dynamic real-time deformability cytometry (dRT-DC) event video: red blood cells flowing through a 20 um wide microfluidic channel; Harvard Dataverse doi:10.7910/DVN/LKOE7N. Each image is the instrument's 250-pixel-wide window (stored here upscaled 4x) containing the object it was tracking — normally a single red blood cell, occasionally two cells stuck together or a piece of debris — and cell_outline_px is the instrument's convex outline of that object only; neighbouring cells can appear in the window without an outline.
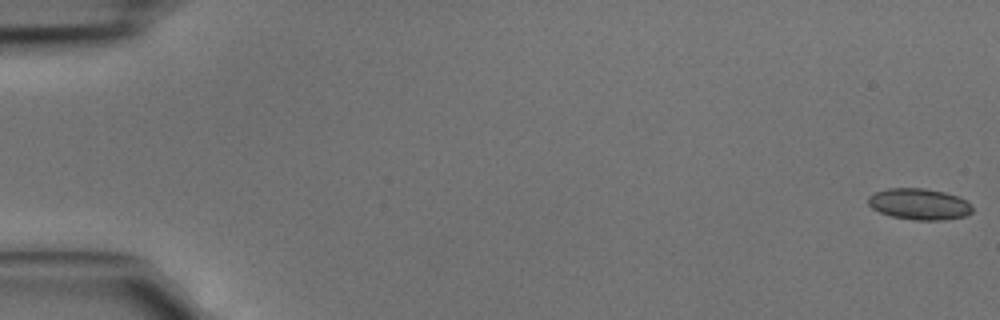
{"species": "common noctule bat (a hibernating species)", "species_latin": "Nyctalus noctula", "temperature_condition": "cold", "stored_images_in_passage": 45, "camera_frame_rate_fps": 3000, "um_per_image_px": 0.085, "animal": {"sex": "male", "body_mass_g": 15.6}, "frame": {"image": 1, "passage_image": 1, "time_ms": 0.0, "image_size_px": [1000, 320], "cell_outline_px": [[972, 212], [964, 216], [944, 220], [912, 220], [892, 216], [880, 212], [872, 208], [868, 204], [868, 196], [876, 192], [888, 188], [924, 188], [944, 192], [956, 196], [964, 200], [972, 208]], "centroid_in_image_um": [78.1, 17.35], "position_along_channel_um": 6.9, "area_um2": 18.79}}
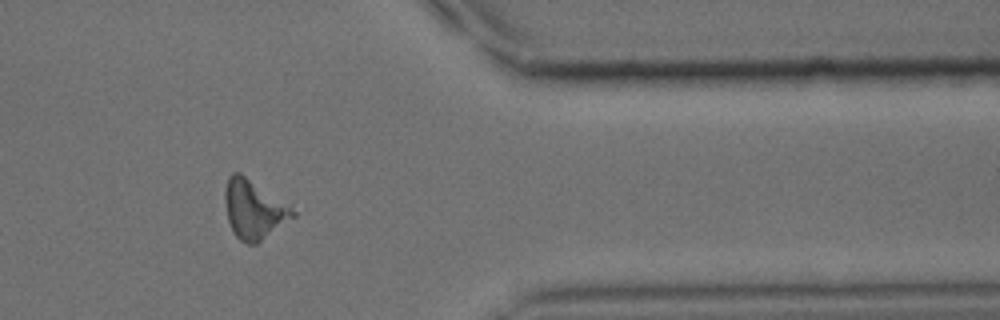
{"frame": {"image": 2, "passage_image": 38, "time_ms": 12.333, "image_size_px": [1000, 320], "cell_outline_px": [[296, 216], [256, 244], [248, 244], [240, 240], [236, 236], [228, 220], [224, 204], [224, 192], [228, 176], [232, 172], [240, 172], [292, 208], [296, 212]], "centroid_in_image_um": [21.54, 17.8], "position_along_channel_um": 389.9, "area_um2": 23.0}}
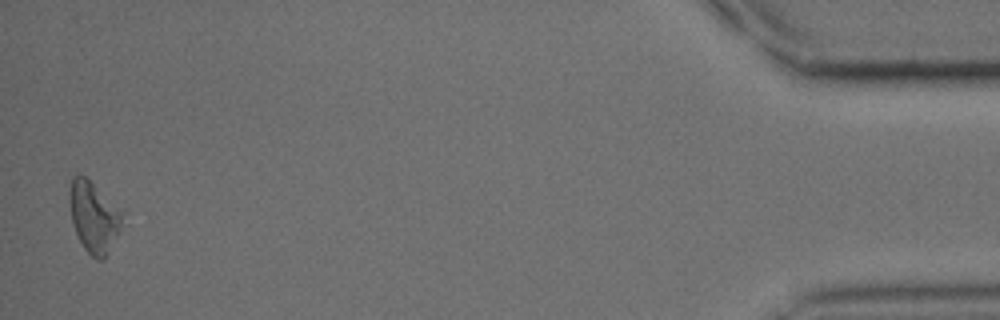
{"frame": {"image": 3, "passage_image": 45, "time_ms": 14.667, "image_size_px": [1000, 320], "cell_outline_px": [[120, 228], [104, 260], [96, 260], [84, 248], [76, 232], [72, 220], [68, 200], [68, 192], [72, 176], [84, 176], [120, 212]], "centroid_in_image_um": [7.89, 18.47], "position_along_channel_um": 427.3, "area_um2": 20.69}}